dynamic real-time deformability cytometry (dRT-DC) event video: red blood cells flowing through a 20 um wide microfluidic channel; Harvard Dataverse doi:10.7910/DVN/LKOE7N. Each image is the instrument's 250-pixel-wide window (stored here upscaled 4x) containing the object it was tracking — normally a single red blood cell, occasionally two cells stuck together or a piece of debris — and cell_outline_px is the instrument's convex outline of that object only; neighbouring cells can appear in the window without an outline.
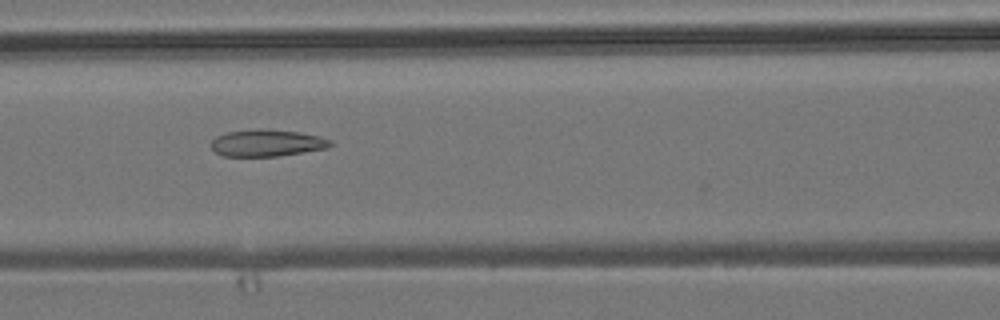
{"species": "common noctule bat (a hibernating species)", "species_latin": "Nyctalus noctula", "temperature_condition": "room temperature", "stored_images_in_passage": 33, "camera_frame_rate_fps": 3000, "um_per_image_px": 0.085, "animal": {"sex": "male", "body_mass_g": 19.2, "forearm_length_mm": 51.8}, "frame": {"image": 1, "passage_image": 9, "time_ms": 2.667, "image_size_px": [1000, 320], "cell_outline_px": [[332, 144], [324, 148], [276, 156], [224, 156], [216, 152], [212, 148], [212, 140], [216, 136], [228, 132], [260, 128], [268, 128], [296, 132], [320, 136], [332, 140]], "centroid_in_image_um": [22.66, 12.13], "position_along_channel_um": 143.9, "area_um2": 18.44}}
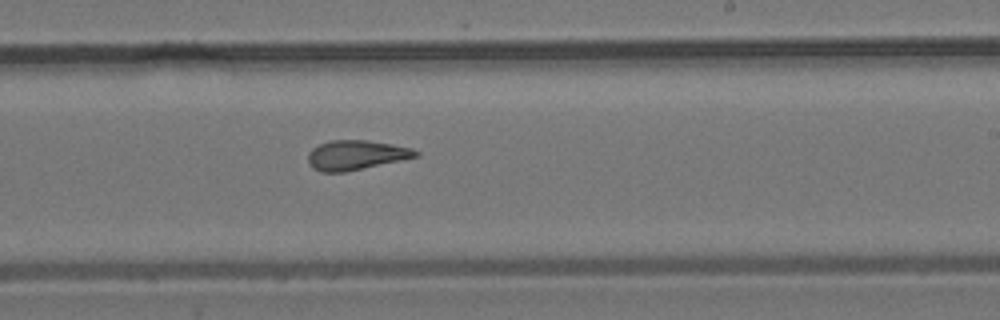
{"frame": {"image": 2, "passage_image": 18, "time_ms": 5.667, "image_size_px": [1000, 320], "cell_outline_px": [[420, 156], [344, 172], [320, 172], [312, 168], [308, 164], [308, 152], [312, 148], [320, 144], [332, 140], [364, 140], [392, 144], [412, 148], [420, 152]], "centroid_in_image_um": [30.24, 13.18], "position_along_channel_um": 258.8, "area_um2": 18.55}}
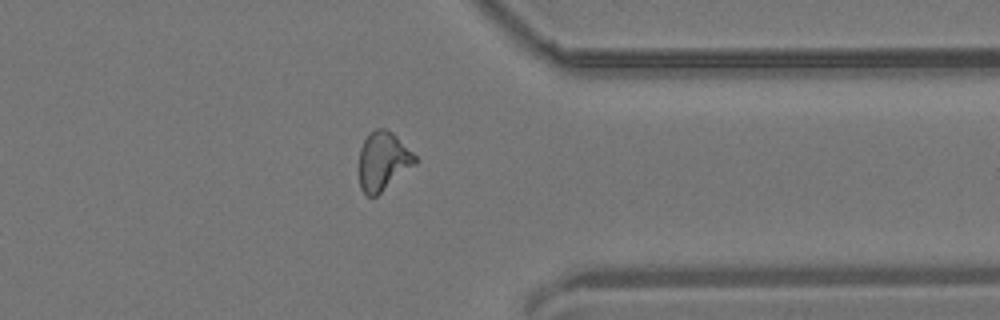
{"frame": {"image": 3, "passage_image": 28, "time_ms": 9.0, "image_size_px": [1000, 320], "cell_outline_px": [[420, 160], [416, 164], [376, 196], [368, 196], [360, 188], [360, 148], [364, 140], [376, 128], [384, 128], [392, 132]], "centroid_in_image_um": [32.58, 13.7], "position_along_channel_um": 378.8, "area_um2": 18.9}, "authors_computed_cell_mechanics": {"area_um2": 18.5538, "velocity_mm_per_s": 3.8368, "shape_relaxation_time_tau1_ms": null, "shape_relaxation_time_tau2_ms": 1.5735, "deformation_change_tau1": null, "deformation_change_tau2": 0.0926}}